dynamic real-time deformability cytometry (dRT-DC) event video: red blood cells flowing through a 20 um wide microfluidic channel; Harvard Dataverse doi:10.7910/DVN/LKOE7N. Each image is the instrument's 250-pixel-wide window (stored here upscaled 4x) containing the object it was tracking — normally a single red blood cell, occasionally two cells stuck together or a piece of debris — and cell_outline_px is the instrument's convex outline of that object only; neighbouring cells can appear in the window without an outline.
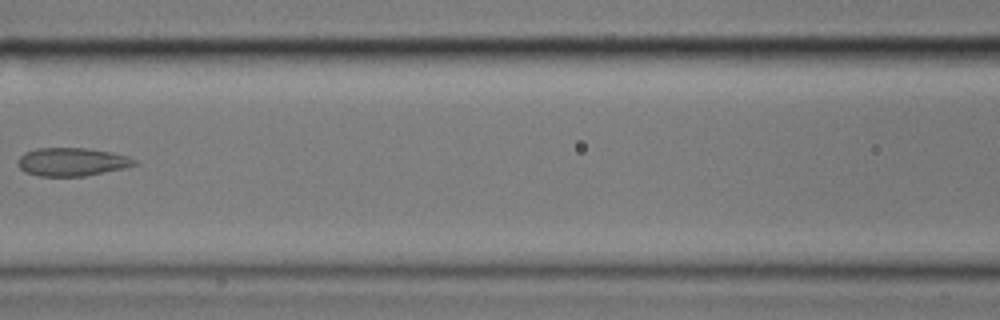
{"species": "common noctule bat (a hibernating species)", "species_latin": "Nyctalus noctula", "temperature_condition": "cold", "stored_images_in_passage": 11, "camera_frame_rate_fps": 3000, "um_per_image_px": 0.085, "animal": {"sex": "male", "body_mass_g": 17.9}, "frame": {"image": 1, "passage_image": 3, "time_ms": 0.667, "image_size_px": [1000, 320], "cell_outline_px": [[136, 164], [124, 168], [84, 176], [40, 176], [24, 172], [16, 164], [16, 160], [24, 152], [36, 148], [88, 148], [112, 152], [128, 156], [136, 160]], "centroid_in_image_um": [6.07, 13.75], "position_along_channel_um": 160.5, "area_um2": 19.31}}
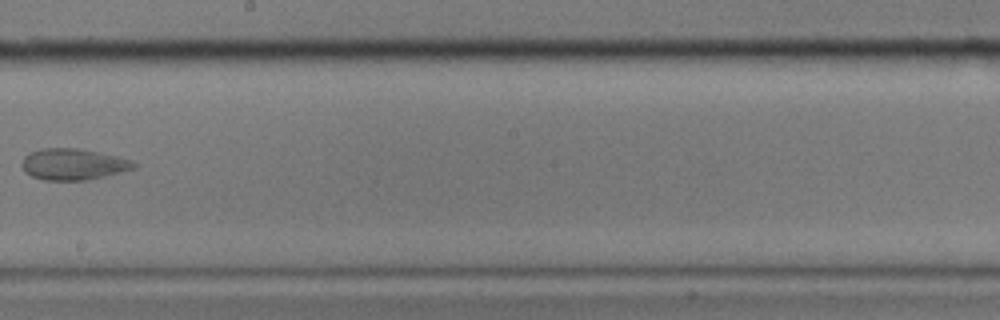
{"frame": {"image": 2, "passage_image": 5, "time_ms": 1.333, "image_size_px": [1000, 320], "cell_outline_px": [[136, 168], [104, 176], [84, 180], [44, 180], [32, 176], [24, 172], [20, 164], [24, 156], [28, 152], [44, 148], [80, 148], [100, 152], [132, 160], [136, 164]], "centroid_in_image_um": [6.19, 13.95], "position_along_channel_um": 242.0, "area_um2": 20.52}}
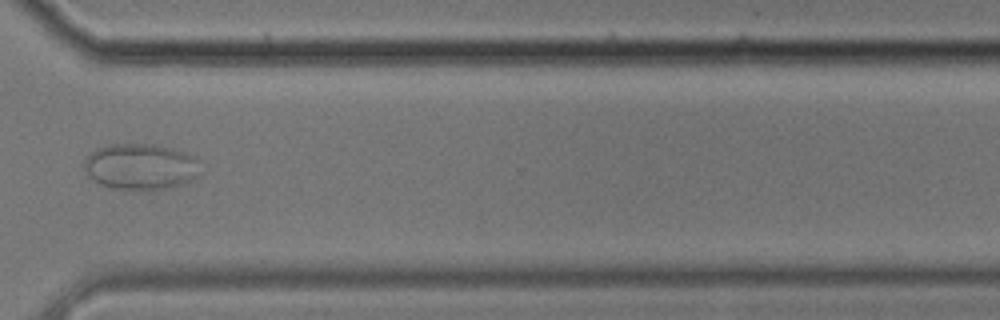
{"frame": {"image": 3, "passage_image": 8, "time_ms": 2.333, "image_size_px": [1000, 320], "cell_outline_px": [[204, 172], [200, 176], [180, 184], [164, 188], [112, 188], [100, 184], [88, 176], [84, 168], [84, 160], [88, 152], [96, 148], [108, 144], [156, 144], [172, 148], [196, 156], [200, 160]], "centroid_in_image_um": [11.99, 14.12], "position_along_channel_um": 358.6, "area_um2": 31.5}}